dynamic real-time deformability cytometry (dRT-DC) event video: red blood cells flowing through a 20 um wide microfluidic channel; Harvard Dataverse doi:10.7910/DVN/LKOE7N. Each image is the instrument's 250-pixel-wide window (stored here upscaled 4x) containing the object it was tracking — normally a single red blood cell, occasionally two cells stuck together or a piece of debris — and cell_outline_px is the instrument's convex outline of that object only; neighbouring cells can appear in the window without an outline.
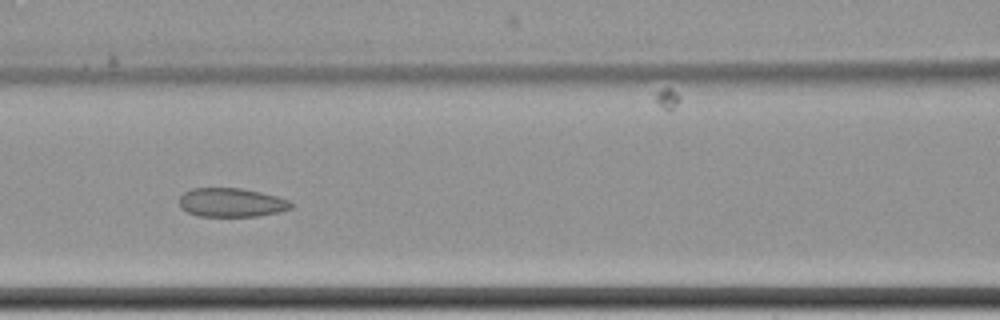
{"species": "common noctule bat (a hibernating species)", "species_latin": "Nyctalus noctula", "temperature_condition": "cold", "stored_images_in_passage": 10, "camera_frame_rate_fps": 3000, "um_per_image_px": 0.085, "animal": {"sex": "female", "body_mass_g": 22.7, "forearm_length_mm": 54.2}, "frame": {"image": 1, "passage_image": 9, "time_ms": 10.667, "image_size_px": [1000, 320], "cell_outline_px": [[292, 208], [280, 212], [256, 216], [196, 216], [180, 208], [180, 196], [184, 192], [192, 188], [240, 188], [260, 192], [276, 196], [288, 200], [292, 204]], "centroid_in_image_um": [19.65, 17.21], "position_along_channel_um": 146.9, "area_um2": 18.79}}
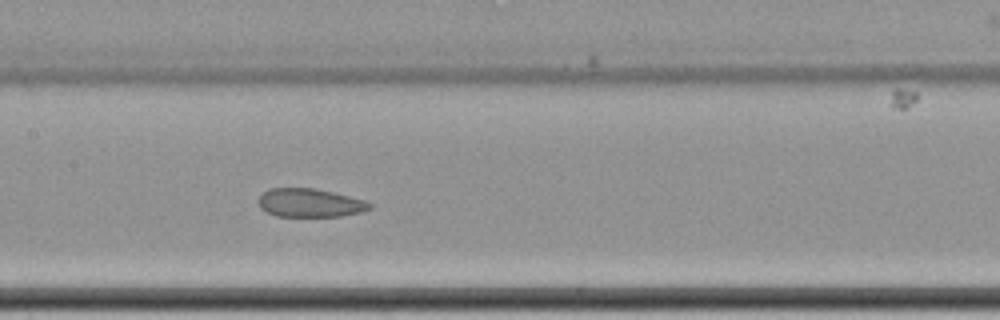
{"frame": {"image": 2, "passage_image": 10, "time_ms": 11.667, "image_size_px": [1000, 320], "cell_outline_px": [[372, 208], [360, 212], [340, 216], [276, 216], [260, 208], [260, 196], [268, 188], [316, 188], [364, 200], [372, 204]], "centroid_in_image_um": [26.35, 17.24], "position_along_channel_um": 181.1, "area_um2": 18.26}}